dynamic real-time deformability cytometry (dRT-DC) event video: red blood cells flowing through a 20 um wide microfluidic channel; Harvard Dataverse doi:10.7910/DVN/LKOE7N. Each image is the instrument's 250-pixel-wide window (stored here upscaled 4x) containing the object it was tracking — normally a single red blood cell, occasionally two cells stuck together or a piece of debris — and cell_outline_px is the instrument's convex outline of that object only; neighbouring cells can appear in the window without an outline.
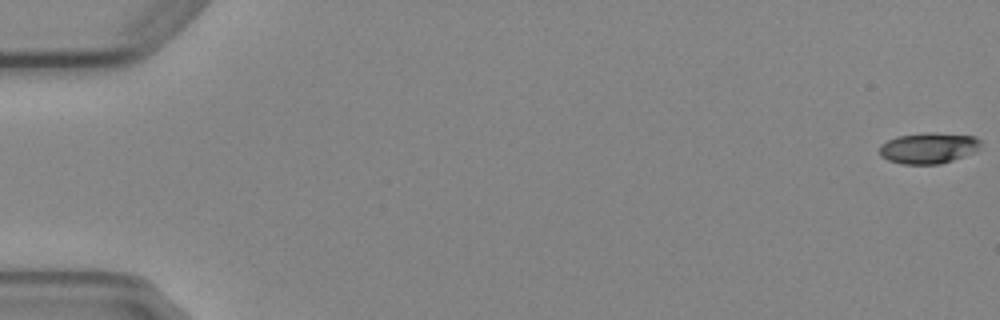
{"species": "Egyptian fruit bat (a non-hibernating species)", "species_latin": "Rousettus aegyptiacus", "temperature_condition": "cold", "stored_images_in_passage": 6, "camera_frame_rate_fps": 3000, "um_per_image_px": 0.085, "animal": {"sex": "female"}, "frame": {"image": 1, "passage_image": 1, "time_ms": 0.0, "image_size_px": [1000, 320], "cell_outline_px": [[980, 144], [976, 152], [940, 164], [904, 164], [888, 160], [880, 156], [880, 144], [896, 136], [924, 132], [932, 132], [976, 136], [980, 140]], "centroid_in_image_um": [78.92, 12.57], "position_along_channel_um": 6.1, "area_um2": 18.38}}
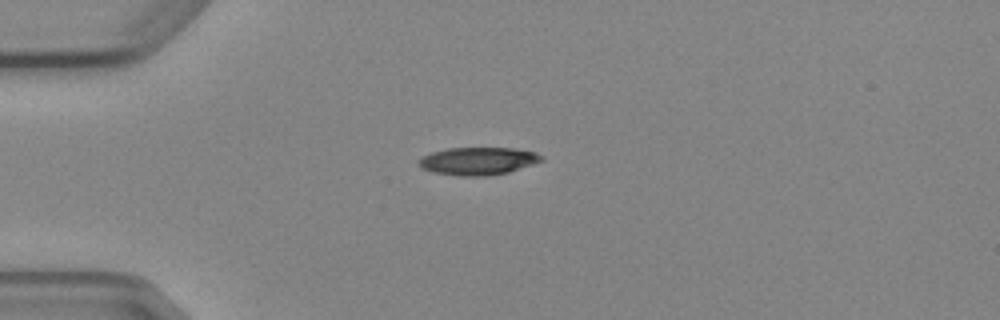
{"frame": {"image": 2, "passage_image": 4, "time_ms": 4.667, "image_size_px": [1000, 320], "cell_outline_px": [[544, 160], [508, 172], [488, 176], [460, 176], [436, 172], [424, 168], [416, 164], [416, 160], [432, 152], [448, 148], [512, 148], [536, 152], [544, 156]], "centroid_in_image_um": [40.64, 13.68], "position_along_channel_um": 44.4, "area_um2": 19.71}}
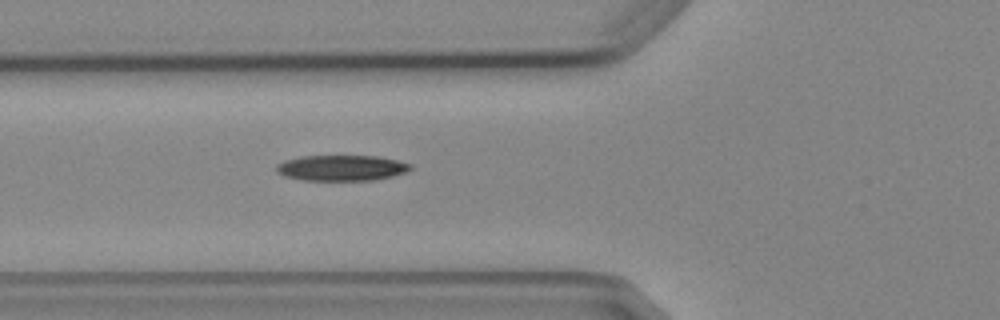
{"frame": {"image": 3, "passage_image": 6, "time_ms": 6.667, "image_size_px": [1000, 320], "cell_outline_px": [[412, 168], [408, 172], [376, 180], [300, 180], [284, 176], [276, 172], [276, 164], [284, 160], [300, 156], [376, 156], [396, 160], [412, 164]], "centroid_in_image_um": [29.01, 14.27], "position_along_channel_um": 96.8, "area_um2": 20.23}}